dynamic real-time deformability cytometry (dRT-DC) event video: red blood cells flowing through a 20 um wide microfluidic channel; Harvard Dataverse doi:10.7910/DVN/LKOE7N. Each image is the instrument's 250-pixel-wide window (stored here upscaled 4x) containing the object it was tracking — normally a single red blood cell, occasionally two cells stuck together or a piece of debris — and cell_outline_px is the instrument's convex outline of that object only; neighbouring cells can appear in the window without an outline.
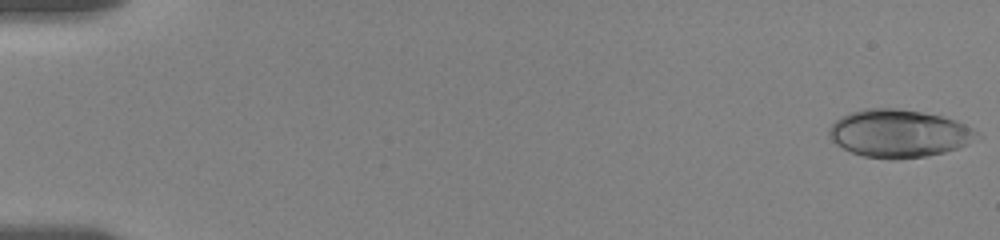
{"species": "human", "species_latin": "Homo sapiens", "temperature_condition": "room temperature", "stored_images_in_passage": 67, "camera_frame_rate_fps": 3000, "um_per_image_px": 0.085, "donor": {"sex": "female"}, "frame": {"image": 1, "passage_image": 1, "time_ms": 0.0, "image_size_px": [1000, 240], "cell_outline_px": [[976, 132], [964, 144], [956, 148], [944, 152], [924, 156], [892, 160], [864, 156], [852, 152], [836, 144], [828, 136], [828, 128], [840, 116], [864, 108], [900, 108], [940, 116], [956, 120], [972, 128]], "centroid_in_image_um": [76.29, 11.33], "position_along_channel_um": 8.7, "area_um2": 40.52}}
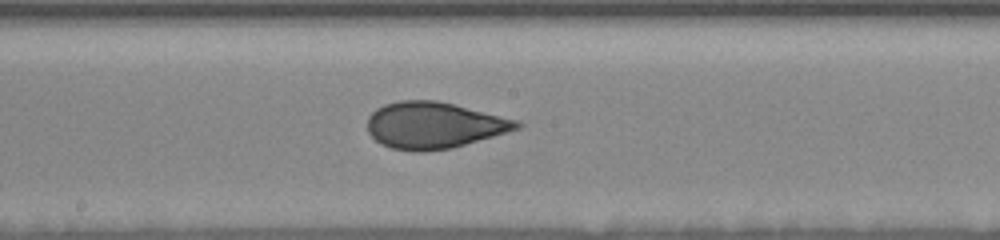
{"frame": {"image": 2, "passage_image": 38, "time_ms": 10.0, "image_size_px": [1000, 240], "cell_outline_px": [[524, 124], [520, 128], [452, 148], [424, 152], [412, 152], [392, 148], [380, 144], [368, 132], [368, 116], [376, 108], [384, 104], [400, 100], [436, 100], [516, 120]], "centroid_in_image_um": [36.83, 10.66], "position_along_channel_um": 211.4, "area_um2": 40.23}}
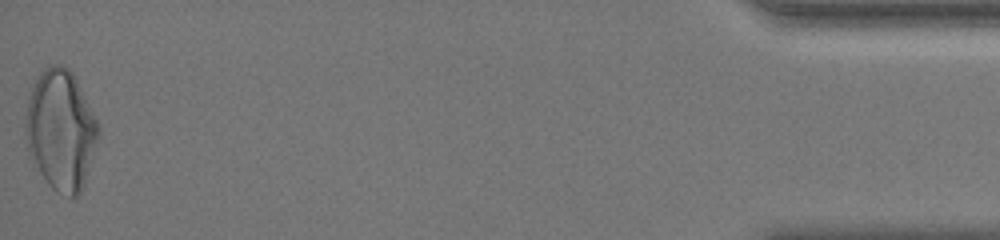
{"frame": {"image": 3, "passage_image": 67, "time_ms": 18.333, "image_size_px": [1000, 240], "cell_outline_px": [[100, 136], [84, 184], [80, 192], [72, 200], [56, 192], [48, 184], [28, 156], [24, 132], [24, 124], [28, 100], [32, 88], [40, 72], [44, 68], [52, 64], [60, 64], [68, 68], [76, 76], [100, 124]], "centroid_in_image_um": [5.18, 11.06], "position_along_channel_um": 430.0, "area_um2": 52.08}, "authors_computed_cell_mechanics": {"area_um2": 40.5178, "velocity_mm_per_s": 3.6515, "shape_relaxation_time_tau1_ms": 7.0912, "shape_relaxation_time_tau2_ms": 0.9226, "deformation_change_tau1": 0.223, "deformation_change_tau2": 0.0619}}